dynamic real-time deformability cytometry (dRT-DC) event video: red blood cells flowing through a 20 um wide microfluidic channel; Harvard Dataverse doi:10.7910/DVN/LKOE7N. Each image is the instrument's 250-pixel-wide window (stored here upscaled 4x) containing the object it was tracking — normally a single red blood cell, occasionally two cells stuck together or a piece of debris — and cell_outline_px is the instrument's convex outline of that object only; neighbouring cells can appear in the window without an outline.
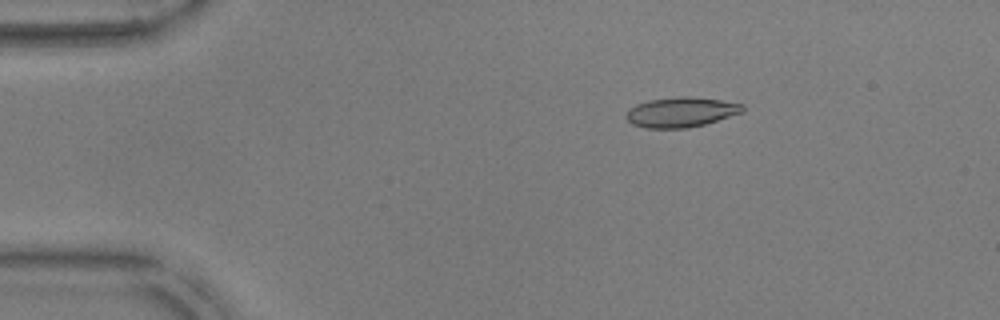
{"species": "common noctule bat (a hibernating species)", "species_latin": "Nyctalus noctula", "temperature_condition": "warm", "stored_images_in_passage": 53, "camera_frame_rate_fps": 3000, "um_per_image_px": 0.085, "animal": {"sex": "male", "body_mass_g": 17.9, "forearm_length_mm": 54.2}, "frame": {"image": 1, "passage_image": 9, "time_ms": 2.667, "image_size_px": [1000, 320], "cell_outline_px": [[744, 112], [704, 124], [688, 128], [644, 128], [632, 124], [624, 116], [628, 108], [636, 104], [648, 100], [680, 96], [688, 96], [720, 100], [744, 104]], "centroid_in_image_um": [57.86, 9.53], "position_along_channel_um": 27.1, "area_um2": 20.46}}
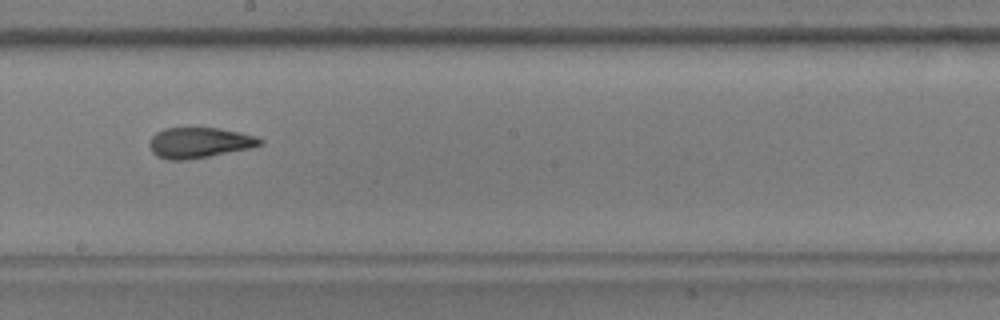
{"frame": {"image": 2, "passage_image": 30, "time_ms": 9.667, "image_size_px": [1000, 320], "cell_outline_px": [[264, 144], [252, 148], [188, 160], [168, 160], [156, 156], [152, 152], [148, 144], [152, 136], [156, 132], [164, 128], [220, 128], [240, 132], [256, 136], [264, 140]], "centroid_in_image_um": [16.95, 12.13], "position_along_channel_um": 231.2, "area_um2": 19.94}}
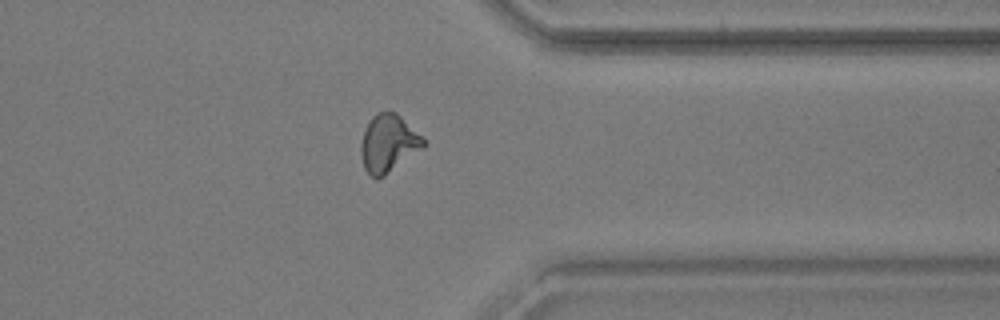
{"frame": {"image": 3, "passage_image": 42, "time_ms": 13.667, "image_size_px": [1000, 320], "cell_outline_px": [[428, 144], [424, 148], [384, 176], [376, 180], [364, 168], [360, 156], [360, 144], [364, 128], [368, 120], [376, 112], [396, 112], [428, 140]], "centroid_in_image_um": [33.03, 12.18], "position_along_channel_um": 378.4, "area_um2": 21.56}, "authors_computed_cell_mechanics": {"area_um2": 19.9988, "velocity_mm_per_s": 3.8201, "shape_relaxation_time_tau1_ms": 9.3796, "shape_relaxation_time_tau2_ms": 1.9641, "deformation_change_tau1": 0.2569, "deformation_change_tau2": 0.0947}}